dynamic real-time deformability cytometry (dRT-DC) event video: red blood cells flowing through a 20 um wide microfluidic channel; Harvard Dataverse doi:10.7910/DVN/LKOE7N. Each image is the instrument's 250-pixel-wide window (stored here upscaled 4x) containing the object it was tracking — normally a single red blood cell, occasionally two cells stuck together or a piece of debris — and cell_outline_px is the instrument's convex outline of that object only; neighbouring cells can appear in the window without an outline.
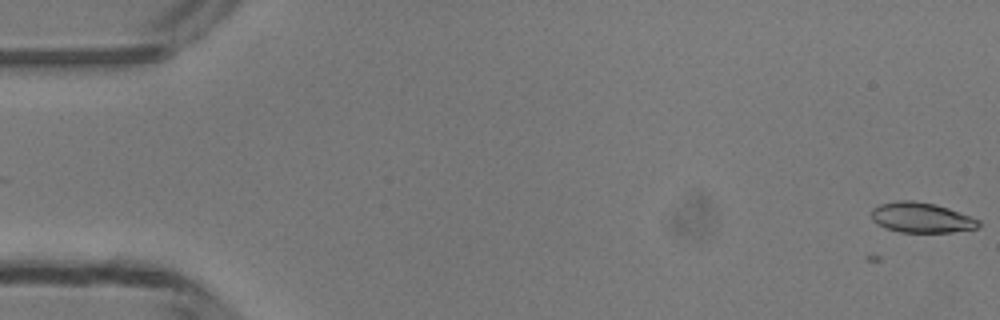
{"species": "common noctule bat (a hibernating species)", "species_latin": "Nyctalus noctula", "temperature_condition": "room temperature", "stored_images_in_passage": 49, "camera_frame_rate_fps": 3000, "um_per_image_px": 0.085, "animal": {"sex": "male", "body_mass_g": 13.3}, "frame": {"image": 1, "passage_image": 1, "time_ms": 0.0, "image_size_px": [1000, 320], "cell_outline_px": [[980, 224], [976, 228], [952, 232], [900, 232], [884, 228], [876, 224], [872, 220], [872, 208], [880, 204], [896, 200], [912, 200], [936, 204], [960, 212], [980, 220]], "centroid_in_image_um": [78.29, 18.49], "position_along_channel_um": 6.7, "area_um2": 18.96}}
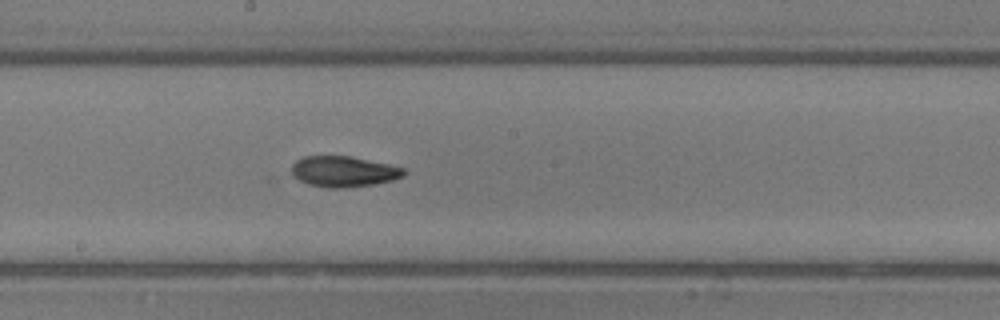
{"frame": {"image": 2, "passage_image": 27, "time_ms": 8.667, "image_size_px": [1000, 320], "cell_outline_px": [[404, 176], [392, 180], [372, 184], [348, 188], [324, 188], [308, 184], [292, 176], [292, 164], [296, 160], [304, 156], [348, 156], [388, 164], [404, 168]], "centroid_in_image_um": [29.17, 14.59], "position_along_channel_um": 219.0, "area_um2": 20.06}}
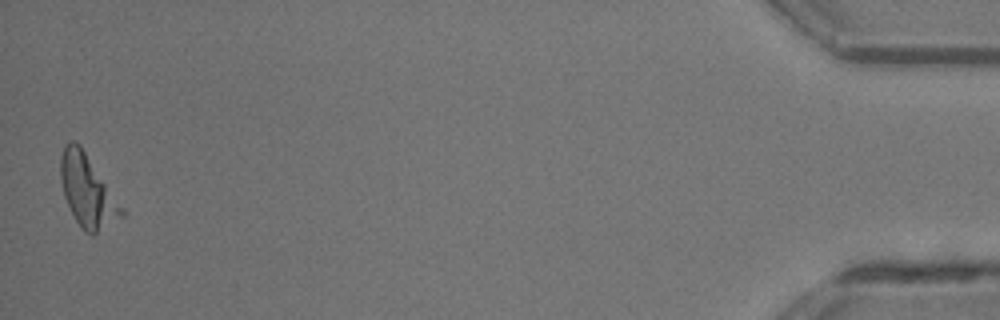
{"frame": {"image": 3, "passage_image": 49, "time_ms": 16.0, "image_size_px": [1000, 320], "cell_outline_px": [[128, 216], [92, 236], [84, 232], [80, 228], [64, 196], [60, 180], [60, 156], [64, 144], [72, 140], [80, 144]], "centroid_in_image_um": [7.44, 16.27], "position_along_channel_um": 427.8, "area_um2": 25.72}}